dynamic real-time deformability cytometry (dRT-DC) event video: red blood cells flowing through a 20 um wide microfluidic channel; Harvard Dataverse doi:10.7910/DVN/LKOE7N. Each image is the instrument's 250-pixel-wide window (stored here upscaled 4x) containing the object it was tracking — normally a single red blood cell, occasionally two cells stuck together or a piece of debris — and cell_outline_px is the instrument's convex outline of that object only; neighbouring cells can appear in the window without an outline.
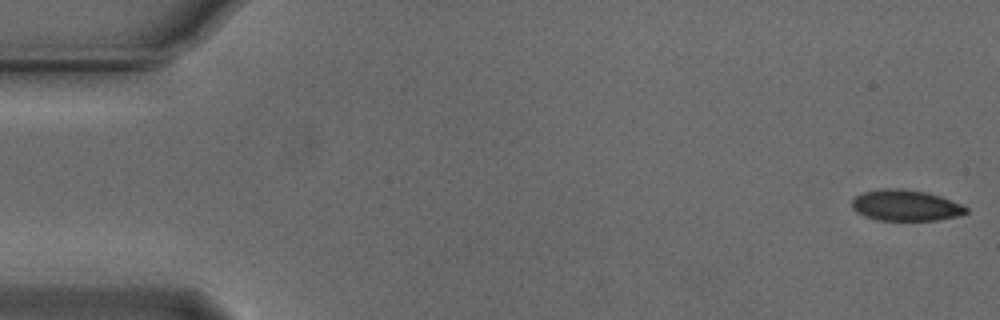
{"species": "Egyptian fruit bat (a non-hibernating species)", "species_latin": "Rousettus aegyptiacus", "temperature_condition": "cold", "stored_images_in_passage": 50, "camera_frame_rate_fps": 3000, "um_per_image_px": 0.085, "animal": {"sex": "male"}, "frame": {"image": 1, "passage_image": 1, "time_ms": 0.0, "image_size_px": [1000, 320], "cell_outline_px": [[968, 212], [960, 216], [936, 220], [876, 220], [864, 216], [856, 212], [852, 208], [852, 200], [860, 192], [880, 188], [904, 188], [928, 192], [940, 196], [960, 204], [968, 208]], "centroid_in_image_um": [76.95, 17.45], "position_along_channel_um": 8.1, "area_um2": 20.92}}
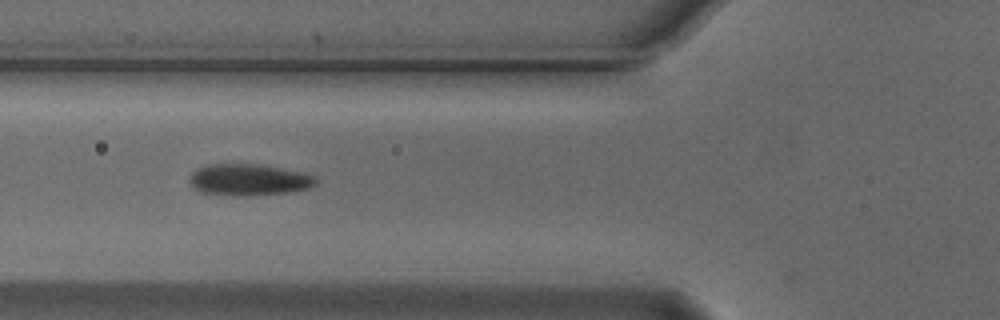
{"frame": {"image": 2, "passage_image": 20, "time_ms": 6.333, "image_size_px": [1000, 320], "cell_outline_px": [[316, 184], [308, 188], [288, 192], [252, 196], [236, 196], [200, 192], [188, 180], [192, 172], [196, 168], [204, 164], [256, 164], [308, 172], [316, 176]], "centroid_in_image_um": [21.16, 15.27], "position_along_channel_um": 104.6, "area_um2": 23.52}}
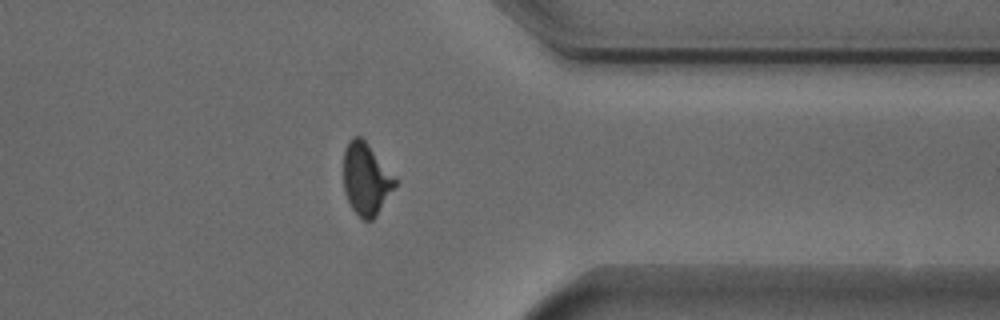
{"frame": {"image": 3, "passage_image": 43, "time_ms": 14.0, "image_size_px": [1000, 320], "cell_outline_px": [[396, 184], [376, 216], [372, 220], [364, 220], [352, 208], [344, 192], [344, 148], [348, 140], [352, 136], [360, 136], [368, 144], [396, 180]], "centroid_in_image_um": [31.08, 15.2], "position_along_channel_um": 380.3, "area_um2": 21.15}}